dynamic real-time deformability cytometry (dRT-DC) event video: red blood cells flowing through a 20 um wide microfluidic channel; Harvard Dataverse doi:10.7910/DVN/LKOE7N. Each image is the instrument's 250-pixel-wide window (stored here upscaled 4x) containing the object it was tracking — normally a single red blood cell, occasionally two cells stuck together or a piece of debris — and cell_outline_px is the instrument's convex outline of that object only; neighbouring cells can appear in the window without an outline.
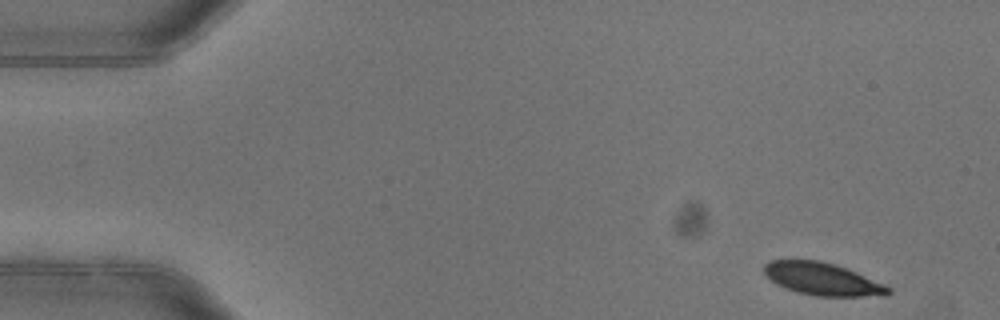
{"species": "common noctule bat (a hibernating species)", "species_latin": "Nyctalus noctula", "temperature_condition": "warm", "stored_images_in_passage": 5, "segment_of_instrument_passage": [1, 2], "camera_frame_rate_fps": 3000, "um_per_image_px": 0.085, "animal": {"sex": "female"}, "frame": {"image": 1, "passage_image": 1, "time_ms": 0.0, "image_size_px": [1000, 320], "cell_outline_px": [[892, 292], [888, 296], [816, 296], [796, 292], [784, 288], [776, 284], [764, 272], [764, 264], [768, 260], [820, 260], [836, 264], [856, 272], [884, 284], [892, 288]], "centroid_in_image_um": [69.93, 23.72], "position_along_channel_um": 15.1, "area_um2": 23.7}}